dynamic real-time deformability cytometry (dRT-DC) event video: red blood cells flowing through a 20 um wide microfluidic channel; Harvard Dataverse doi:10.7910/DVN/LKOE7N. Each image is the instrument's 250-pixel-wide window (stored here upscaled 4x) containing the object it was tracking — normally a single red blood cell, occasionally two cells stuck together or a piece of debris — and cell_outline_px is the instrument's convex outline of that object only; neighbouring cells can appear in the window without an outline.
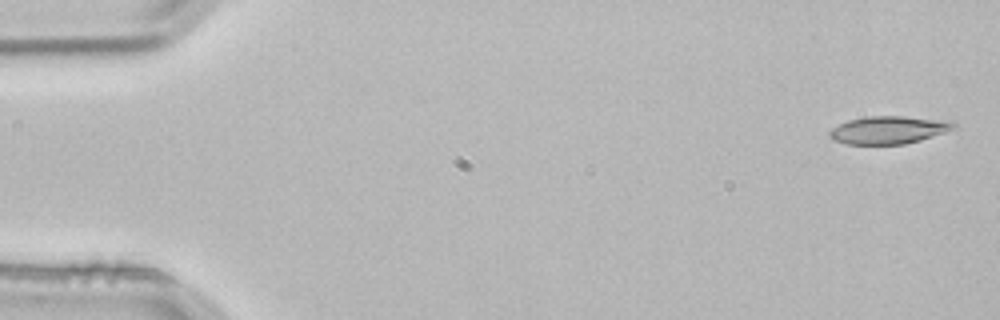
{"species": "common noctule bat (a hibernating species)", "species_latin": "Nyctalus noctula", "temperature_condition": "room temperature", "stored_images_in_passage": 5, "camera_frame_rate_fps": 3000, "um_per_image_px": 0.085, "animal": {"sex": "male", "body_mass_g": 21.5, "forearm_length_mm": 52.0}, "frame": {"image": 1, "passage_image": 1, "time_ms": 0.0, "image_size_px": [1000, 320], "cell_outline_px": [[956, 128], [920, 140], [904, 144], [848, 144], [832, 140], [828, 136], [828, 132], [832, 128], [848, 120], [868, 116], [904, 116], [952, 120], [956, 124]], "centroid_in_image_um": [75.54, 11.04], "position_along_channel_um": 9.5, "area_um2": 20.17}}
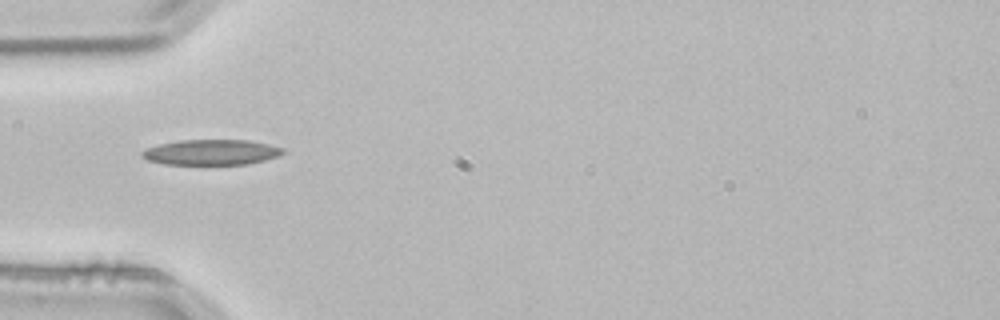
{"frame": {"image": 2, "passage_image": 4, "time_ms": 1.0, "image_size_px": [1000, 320], "cell_outline_px": [[288, 152], [280, 156], [248, 164], [164, 164], [148, 160], [140, 156], [140, 152], [148, 148], [160, 144], [180, 140], [248, 140], [268, 144], [284, 148]], "centroid_in_image_um": [18.0, 12.94], "position_along_channel_um": 67.0, "area_um2": 20.92}}